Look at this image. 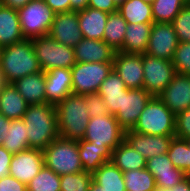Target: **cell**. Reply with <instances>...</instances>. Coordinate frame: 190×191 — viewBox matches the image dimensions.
Masks as SVG:
<instances>
[{
	"label": "cell",
	"instance_id": "cell-34",
	"mask_svg": "<svg viewBox=\"0 0 190 191\" xmlns=\"http://www.w3.org/2000/svg\"><path fill=\"white\" fill-rule=\"evenodd\" d=\"M126 191H155L154 176L146 169L123 172Z\"/></svg>",
	"mask_w": 190,
	"mask_h": 191
},
{
	"label": "cell",
	"instance_id": "cell-43",
	"mask_svg": "<svg viewBox=\"0 0 190 191\" xmlns=\"http://www.w3.org/2000/svg\"><path fill=\"white\" fill-rule=\"evenodd\" d=\"M88 7L107 13L117 12V4L113 0H89Z\"/></svg>",
	"mask_w": 190,
	"mask_h": 191
},
{
	"label": "cell",
	"instance_id": "cell-52",
	"mask_svg": "<svg viewBox=\"0 0 190 191\" xmlns=\"http://www.w3.org/2000/svg\"><path fill=\"white\" fill-rule=\"evenodd\" d=\"M189 146V177H190V139L186 140Z\"/></svg>",
	"mask_w": 190,
	"mask_h": 191
},
{
	"label": "cell",
	"instance_id": "cell-38",
	"mask_svg": "<svg viewBox=\"0 0 190 191\" xmlns=\"http://www.w3.org/2000/svg\"><path fill=\"white\" fill-rule=\"evenodd\" d=\"M178 42H190V3L172 21Z\"/></svg>",
	"mask_w": 190,
	"mask_h": 191
},
{
	"label": "cell",
	"instance_id": "cell-13",
	"mask_svg": "<svg viewBox=\"0 0 190 191\" xmlns=\"http://www.w3.org/2000/svg\"><path fill=\"white\" fill-rule=\"evenodd\" d=\"M44 165L43 150L29 148L13 154L9 175L27 186Z\"/></svg>",
	"mask_w": 190,
	"mask_h": 191
},
{
	"label": "cell",
	"instance_id": "cell-2",
	"mask_svg": "<svg viewBox=\"0 0 190 191\" xmlns=\"http://www.w3.org/2000/svg\"><path fill=\"white\" fill-rule=\"evenodd\" d=\"M0 69L5 83L41 72L31 39L0 48Z\"/></svg>",
	"mask_w": 190,
	"mask_h": 191
},
{
	"label": "cell",
	"instance_id": "cell-4",
	"mask_svg": "<svg viewBox=\"0 0 190 191\" xmlns=\"http://www.w3.org/2000/svg\"><path fill=\"white\" fill-rule=\"evenodd\" d=\"M176 115L159 99L152 97L132 131L146 135L175 136Z\"/></svg>",
	"mask_w": 190,
	"mask_h": 191
},
{
	"label": "cell",
	"instance_id": "cell-44",
	"mask_svg": "<svg viewBox=\"0 0 190 191\" xmlns=\"http://www.w3.org/2000/svg\"><path fill=\"white\" fill-rule=\"evenodd\" d=\"M13 154L0 146V179L9 175V167Z\"/></svg>",
	"mask_w": 190,
	"mask_h": 191
},
{
	"label": "cell",
	"instance_id": "cell-15",
	"mask_svg": "<svg viewBox=\"0 0 190 191\" xmlns=\"http://www.w3.org/2000/svg\"><path fill=\"white\" fill-rule=\"evenodd\" d=\"M48 35L56 42L74 48L83 39L78 11L56 13Z\"/></svg>",
	"mask_w": 190,
	"mask_h": 191
},
{
	"label": "cell",
	"instance_id": "cell-49",
	"mask_svg": "<svg viewBox=\"0 0 190 191\" xmlns=\"http://www.w3.org/2000/svg\"><path fill=\"white\" fill-rule=\"evenodd\" d=\"M173 191H190V177H185L180 183L175 184Z\"/></svg>",
	"mask_w": 190,
	"mask_h": 191
},
{
	"label": "cell",
	"instance_id": "cell-54",
	"mask_svg": "<svg viewBox=\"0 0 190 191\" xmlns=\"http://www.w3.org/2000/svg\"><path fill=\"white\" fill-rule=\"evenodd\" d=\"M113 1H114V2L117 4V6H118L119 4L125 2L126 0H113Z\"/></svg>",
	"mask_w": 190,
	"mask_h": 191
},
{
	"label": "cell",
	"instance_id": "cell-28",
	"mask_svg": "<svg viewBox=\"0 0 190 191\" xmlns=\"http://www.w3.org/2000/svg\"><path fill=\"white\" fill-rule=\"evenodd\" d=\"M146 161L125 139L112 151L111 162L122 172L144 169Z\"/></svg>",
	"mask_w": 190,
	"mask_h": 191
},
{
	"label": "cell",
	"instance_id": "cell-17",
	"mask_svg": "<svg viewBox=\"0 0 190 191\" xmlns=\"http://www.w3.org/2000/svg\"><path fill=\"white\" fill-rule=\"evenodd\" d=\"M173 137L175 136L146 135L132 130L125 131V140L146 160L166 154Z\"/></svg>",
	"mask_w": 190,
	"mask_h": 191
},
{
	"label": "cell",
	"instance_id": "cell-47",
	"mask_svg": "<svg viewBox=\"0 0 190 191\" xmlns=\"http://www.w3.org/2000/svg\"><path fill=\"white\" fill-rule=\"evenodd\" d=\"M8 128H9V119H7L4 115L0 113V146H2V142L8 134L7 133Z\"/></svg>",
	"mask_w": 190,
	"mask_h": 191
},
{
	"label": "cell",
	"instance_id": "cell-24",
	"mask_svg": "<svg viewBox=\"0 0 190 191\" xmlns=\"http://www.w3.org/2000/svg\"><path fill=\"white\" fill-rule=\"evenodd\" d=\"M28 105L12 83L0 87V113L7 119H22Z\"/></svg>",
	"mask_w": 190,
	"mask_h": 191
},
{
	"label": "cell",
	"instance_id": "cell-11",
	"mask_svg": "<svg viewBox=\"0 0 190 191\" xmlns=\"http://www.w3.org/2000/svg\"><path fill=\"white\" fill-rule=\"evenodd\" d=\"M178 43L172 23H153L145 54L172 61Z\"/></svg>",
	"mask_w": 190,
	"mask_h": 191
},
{
	"label": "cell",
	"instance_id": "cell-19",
	"mask_svg": "<svg viewBox=\"0 0 190 191\" xmlns=\"http://www.w3.org/2000/svg\"><path fill=\"white\" fill-rule=\"evenodd\" d=\"M44 73L46 103L56 105L73 93L71 69L52 68Z\"/></svg>",
	"mask_w": 190,
	"mask_h": 191
},
{
	"label": "cell",
	"instance_id": "cell-26",
	"mask_svg": "<svg viewBox=\"0 0 190 191\" xmlns=\"http://www.w3.org/2000/svg\"><path fill=\"white\" fill-rule=\"evenodd\" d=\"M153 23L127 24L123 47L126 54H145Z\"/></svg>",
	"mask_w": 190,
	"mask_h": 191
},
{
	"label": "cell",
	"instance_id": "cell-16",
	"mask_svg": "<svg viewBox=\"0 0 190 191\" xmlns=\"http://www.w3.org/2000/svg\"><path fill=\"white\" fill-rule=\"evenodd\" d=\"M158 97L175 115L189 108L190 75L176 73Z\"/></svg>",
	"mask_w": 190,
	"mask_h": 191
},
{
	"label": "cell",
	"instance_id": "cell-33",
	"mask_svg": "<svg viewBox=\"0 0 190 191\" xmlns=\"http://www.w3.org/2000/svg\"><path fill=\"white\" fill-rule=\"evenodd\" d=\"M188 0H154L152 15L154 23H172Z\"/></svg>",
	"mask_w": 190,
	"mask_h": 191
},
{
	"label": "cell",
	"instance_id": "cell-45",
	"mask_svg": "<svg viewBox=\"0 0 190 191\" xmlns=\"http://www.w3.org/2000/svg\"><path fill=\"white\" fill-rule=\"evenodd\" d=\"M44 1L55 13H63L71 11L70 0H44Z\"/></svg>",
	"mask_w": 190,
	"mask_h": 191
},
{
	"label": "cell",
	"instance_id": "cell-8",
	"mask_svg": "<svg viewBox=\"0 0 190 191\" xmlns=\"http://www.w3.org/2000/svg\"><path fill=\"white\" fill-rule=\"evenodd\" d=\"M113 70V63L76 62L71 68L74 94L97 93L101 83Z\"/></svg>",
	"mask_w": 190,
	"mask_h": 191
},
{
	"label": "cell",
	"instance_id": "cell-22",
	"mask_svg": "<svg viewBox=\"0 0 190 191\" xmlns=\"http://www.w3.org/2000/svg\"><path fill=\"white\" fill-rule=\"evenodd\" d=\"M78 152L85 172L93 173L102 164L111 161L112 150L106 146H97L84 139L77 140Z\"/></svg>",
	"mask_w": 190,
	"mask_h": 191
},
{
	"label": "cell",
	"instance_id": "cell-7",
	"mask_svg": "<svg viewBox=\"0 0 190 191\" xmlns=\"http://www.w3.org/2000/svg\"><path fill=\"white\" fill-rule=\"evenodd\" d=\"M17 12L25 39L48 35L56 14L44 0H31Z\"/></svg>",
	"mask_w": 190,
	"mask_h": 191
},
{
	"label": "cell",
	"instance_id": "cell-27",
	"mask_svg": "<svg viewBox=\"0 0 190 191\" xmlns=\"http://www.w3.org/2000/svg\"><path fill=\"white\" fill-rule=\"evenodd\" d=\"M128 89L114 70L101 83L98 94L103 98L111 115H115L122 107L123 90Z\"/></svg>",
	"mask_w": 190,
	"mask_h": 191
},
{
	"label": "cell",
	"instance_id": "cell-12",
	"mask_svg": "<svg viewBox=\"0 0 190 191\" xmlns=\"http://www.w3.org/2000/svg\"><path fill=\"white\" fill-rule=\"evenodd\" d=\"M151 98L144 88L123 90L122 107L114 116L125 131L133 129Z\"/></svg>",
	"mask_w": 190,
	"mask_h": 191
},
{
	"label": "cell",
	"instance_id": "cell-14",
	"mask_svg": "<svg viewBox=\"0 0 190 191\" xmlns=\"http://www.w3.org/2000/svg\"><path fill=\"white\" fill-rule=\"evenodd\" d=\"M113 70L129 89H141L144 83L142 54L115 52Z\"/></svg>",
	"mask_w": 190,
	"mask_h": 191
},
{
	"label": "cell",
	"instance_id": "cell-29",
	"mask_svg": "<svg viewBox=\"0 0 190 191\" xmlns=\"http://www.w3.org/2000/svg\"><path fill=\"white\" fill-rule=\"evenodd\" d=\"M92 180L104 191H126L123 172L111 161L94 171Z\"/></svg>",
	"mask_w": 190,
	"mask_h": 191
},
{
	"label": "cell",
	"instance_id": "cell-36",
	"mask_svg": "<svg viewBox=\"0 0 190 191\" xmlns=\"http://www.w3.org/2000/svg\"><path fill=\"white\" fill-rule=\"evenodd\" d=\"M167 155L174 167L182 169L189 177V146L187 141L173 137Z\"/></svg>",
	"mask_w": 190,
	"mask_h": 191
},
{
	"label": "cell",
	"instance_id": "cell-5",
	"mask_svg": "<svg viewBox=\"0 0 190 191\" xmlns=\"http://www.w3.org/2000/svg\"><path fill=\"white\" fill-rule=\"evenodd\" d=\"M43 154L45 166L60 176L84 171L77 140L58 137L43 150Z\"/></svg>",
	"mask_w": 190,
	"mask_h": 191
},
{
	"label": "cell",
	"instance_id": "cell-37",
	"mask_svg": "<svg viewBox=\"0 0 190 191\" xmlns=\"http://www.w3.org/2000/svg\"><path fill=\"white\" fill-rule=\"evenodd\" d=\"M92 182V173L64 174L60 176V191H88Z\"/></svg>",
	"mask_w": 190,
	"mask_h": 191
},
{
	"label": "cell",
	"instance_id": "cell-31",
	"mask_svg": "<svg viewBox=\"0 0 190 191\" xmlns=\"http://www.w3.org/2000/svg\"><path fill=\"white\" fill-rule=\"evenodd\" d=\"M127 22L117 11L109 13L105 25L103 41H105L116 52L123 47Z\"/></svg>",
	"mask_w": 190,
	"mask_h": 191
},
{
	"label": "cell",
	"instance_id": "cell-39",
	"mask_svg": "<svg viewBox=\"0 0 190 191\" xmlns=\"http://www.w3.org/2000/svg\"><path fill=\"white\" fill-rule=\"evenodd\" d=\"M172 63L176 73L190 75V42H179Z\"/></svg>",
	"mask_w": 190,
	"mask_h": 191
},
{
	"label": "cell",
	"instance_id": "cell-25",
	"mask_svg": "<svg viewBox=\"0 0 190 191\" xmlns=\"http://www.w3.org/2000/svg\"><path fill=\"white\" fill-rule=\"evenodd\" d=\"M24 38L15 9L0 4V48L22 41Z\"/></svg>",
	"mask_w": 190,
	"mask_h": 191
},
{
	"label": "cell",
	"instance_id": "cell-50",
	"mask_svg": "<svg viewBox=\"0 0 190 191\" xmlns=\"http://www.w3.org/2000/svg\"><path fill=\"white\" fill-rule=\"evenodd\" d=\"M88 191H104L100 185H97L93 180L90 183Z\"/></svg>",
	"mask_w": 190,
	"mask_h": 191
},
{
	"label": "cell",
	"instance_id": "cell-51",
	"mask_svg": "<svg viewBox=\"0 0 190 191\" xmlns=\"http://www.w3.org/2000/svg\"><path fill=\"white\" fill-rule=\"evenodd\" d=\"M155 191H173V188H160V187H157L155 189Z\"/></svg>",
	"mask_w": 190,
	"mask_h": 191
},
{
	"label": "cell",
	"instance_id": "cell-10",
	"mask_svg": "<svg viewBox=\"0 0 190 191\" xmlns=\"http://www.w3.org/2000/svg\"><path fill=\"white\" fill-rule=\"evenodd\" d=\"M144 83L143 88L152 97H158L176 75L172 61L142 54Z\"/></svg>",
	"mask_w": 190,
	"mask_h": 191
},
{
	"label": "cell",
	"instance_id": "cell-40",
	"mask_svg": "<svg viewBox=\"0 0 190 191\" xmlns=\"http://www.w3.org/2000/svg\"><path fill=\"white\" fill-rule=\"evenodd\" d=\"M85 101L87 102L86 110L90 118L100 117L102 115L110 114L107 105L104 103L103 98L97 93L84 94Z\"/></svg>",
	"mask_w": 190,
	"mask_h": 191
},
{
	"label": "cell",
	"instance_id": "cell-35",
	"mask_svg": "<svg viewBox=\"0 0 190 191\" xmlns=\"http://www.w3.org/2000/svg\"><path fill=\"white\" fill-rule=\"evenodd\" d=\"M27 191H60V175L44 165L27 185Z\"/></svg>",
	"mask_w": 190,
	"mask_h": 191
},
{
	"label": "cell",
	"instance_id": "cell-23",
	"mask_svg": "<svg viewBox=\"0 0 190 191\" xmlns=\"http://www.w3.org/2000/svg\"><path fill=\"white\" fill-rule=\"evenodd\" d=\"M108 15L109 13L107 12L91 7L78 11L79 27L82 37L103 40Z\"/></svg>",
	"mask_w": 190,
	"mask_h": 191
},
{
	"label": "cell",
	"instance_id": "cell-46",
	"mask_svg": "<svg viewBox=\"0 0 190 191\" xmlns=\"http://www.w3.org/2000/svg\"><path fill=\"white\" fill-rule=\"evenodd\" d=\"M30 1L31 0H0V4L8 8L19 10Z\"/></svg>",
	"mask_w": 190,
	"mask_h": 191
},
{
	"label": "cell",
	"instance_id": "cell-20",
	"mask_svg": "<svg viewBox=\"0 0 190 191\" xmlns=\"http://www.w3.org/2000/svg\"><path fill=\"white\" fill-rule=\"evenodd\" d=\"M115 50L105 41L83 38L75 47V61L83 63H113Z\"/></svg>",
	"mask_w": 190,
	"mask_h": 191
},
{
	"label": "cell",
	"instance_id": "cell-21",
	"mask_svg": "<svg viewBox=\"0 0 190 191\" xmlns=\"http://www.w3.org/2000/svg\"><path fill=\"white\" fill-rule=\"evenodd\" d=\"M12 84L29 105L46 103L44 71L22 77Z\"/></svg>",
	"mask_w": 190,
	"mask_h": 191
},
{
	"label": "cell",
	"instance_id": "cell-42",
	"mask_svg": "<svg viewBox=\"0 0 190 191\" xmlns=\"http://www.w3.org/2000/svg\"><path fill=\"white\" fill-rule=\"evenodd\" d=\"M0 191H27V186L8 175L0 179Z\"/></svg>",
	"mask_w": 190,
	"mask_h": 191
},
{
	"label": "cell",
	"instance_id": "cell-1",
	"mask_svg": "<svg viewBox=\"0 0 190 191\" xmlns=\"http://www.w3.org/2000/svg\"><path fill=\"white\" fill-rule=\"evenodd\" d=\"M22 119L26 124L29 148L44 150L60 137L55 104L28 105Z\"/></svg>",
	"mask_w": 190,
	"mask_h": 191
},
{
	"label": "cell",
	"instance_id": "cell-9",
	"mask_svg": "<svg viewBox=\"0 0 190 191\" xmlns=\"http://www.w3.org/2000/svg\"><path fill=\"white\" fill-rule=\"evenodd\" d=\"M94 145H106L112 151L125 139V130L114 115L106 114L90 118L83 137Z\"/></svg>",
	"mask_w": 190,
	"mask_h": 191
},
{
	"label": "cell",
	"instance_id": "cell-18",
	"mask_svg": "<svg viewBox=\"0 0 190 191\" xmlns=\"http://www.w3.org/2000/svg\"><path fill=\"white\" fill-rule=\"evenodd\" d=\"M146 169L154 176L156 186L160 188H172L187 177L182 169L174 167L167 153L148 159Z\"/></svg>",
	"mask_w": 190,
	"mask_h": 191
},
{
	"label": "cell",
	"instance_id": "cell-30",
	"mask_svg": "<svg viewBox=\"0 0 190 191\" xmlns=\"http://www.w3.org/2000/svg\"><path fill=\"white\" fill-rule=\"evenodd\" d=\"M117 11L127 24L154 23L152 5L142 0H126L118 5Z\"/></svg>",
	"mask_w": 190,
	"mask_h": 191
},
{
	"label": "cell",
	"instance_id": "cell-32",
	"mask_svg": "<svg viewBox=\"0 0 190 191\" xmlns=\"http://www.w3.org/2000/svg\"><path fill=\"white\" fill-rule=\"evenodd\" d=\"M26 132V124L23 119L9 120L8 134L2 142V146L12 154L29 149Z\"/></svg>",
	"mask_w": 190,
	"mask_h": 191
},
{
	"label": "cell",
	"instance_id": "cell-41",
	"mask_svg": "<svg viewBox=\"0 0 190 191\" xmlns=\"http://www.w3.org/2000/svg\"><path fill=\"white\" fill-rule=\"evenodd\" d=\"M175 137L190 139V107L176 115Z\"/></svg>",
	"mask_w": 190,
	"mask_h": 191
},
{
	"label": "cell",
	"instance_id": "cell-48",
	"mask_svg": "<svg viewBox=\"0 0 190 191\" xmlns=\"http://www.w3.org/2000/svg\"><path fill=\"white\" fill-rule=\"evenodd\" d=\"M71 11H80L88 7L89 0H70Z\"/></svg>",
	"mask_w": 190,
	"mask_h": 191
},
{
	"label": "cell",
	"instance_id": "cell-6",
	"mask_svg": "<svg viewBox=\"0 0 190 191\" xmlns=\"http://www.w3.org/2000/svg\"><path fill=\"white\" fill-rule=\"evenodd\" d=\"M41 70L71 69L75 64L74 48L56 42L49 35L31 39Z\"/></svg>",
	"mask_w": 190,
	"mask_h": 191
},
{
	"label": "cell",
	"instance_id": "cell-53",
	"mask_svg": "<svg viewBox=\"0 0 190 191\" xmlns=\"http://www.w3.org/2000/svg\"><path fill=\"white\" fill-rule=\"evenodd\" d=\"M4 79H3V76H2V72H1V69H0V87L4 84Z\"/></svg>",
	"mask_w": 190,
	"mask_h": 191
},
{
	"label": "cell",
	"instance_id": "cell-55",
	"mask_svg": "<svg viewBox=\"0 0 190 191\" xmlns=\"http://www.w3.org/2000/svg\"><path fill=\"white\" fill-rule=\"evenodd\" d=\"M143 2H146V3H149V4H152L154 2V0H142Z\"/></svg>",
	"mask_w": 190,
	"mask_h": 191
},
{
	"label": "cell",
	"instance_id": "cell-3",
	"mask_svg": "<svg viewBox=\"0 0 190 191\" xmlns=\"http://www.w3.org/2000/svg\"><path fill=\"white\" fill-rule=\"evenodd\" d=\"M55 106L60 137L70 140L83 139L90 120L85 96L71 93Z\"/></svg>",
	"mask_w": 190,
	"mask_h": 191
}]
</instances>
